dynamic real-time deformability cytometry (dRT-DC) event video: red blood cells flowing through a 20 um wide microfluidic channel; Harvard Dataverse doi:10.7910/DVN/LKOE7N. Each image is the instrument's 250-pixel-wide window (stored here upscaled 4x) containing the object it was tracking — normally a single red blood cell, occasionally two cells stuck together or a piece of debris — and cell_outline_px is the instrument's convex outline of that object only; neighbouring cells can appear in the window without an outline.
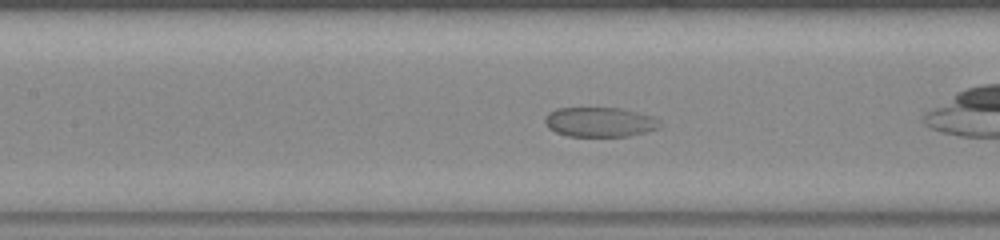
{"species": "common noctule bat (a hibernating species)", "species_latin": "Nyctalus noctula", "temperature_condition": "warm", "stored_images_in_passage": 26, "camera_frame_rate_fps": 3000, "um_per_image_px": 0.085, "animal": {"sex": "female", "body_mass_g": 23.0, "forearm_length_mm": 53.4}, "frame": {"image": 1, "passage_image": 8, "time_ms": 2.333, "image_size_px": [1000, 240], "cell_outline_px": [[660, 124], [656, 128], [644, 132], [628, 136], [568, 136], [556, 132], [548, 128], [544, 120], [548, 112], [556, 108], [620, 108], [652, 116]], "centroid_in_image_um": [50.91, 10.37], "position_along_channel_um": 156.5, "area_um2": 19.59}}